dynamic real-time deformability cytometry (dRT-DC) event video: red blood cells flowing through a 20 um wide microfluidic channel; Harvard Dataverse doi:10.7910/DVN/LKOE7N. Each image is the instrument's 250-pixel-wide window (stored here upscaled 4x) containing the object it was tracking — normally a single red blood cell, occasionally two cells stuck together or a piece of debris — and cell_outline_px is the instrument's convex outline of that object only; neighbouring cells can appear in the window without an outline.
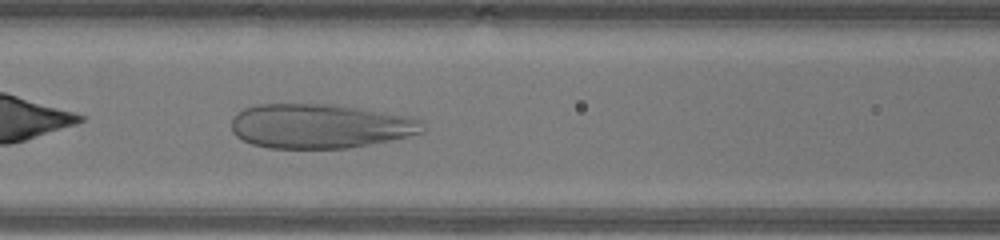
{"species": "human", "species_latin": "Homo sapiens", "temperature_condition": "warm", "stored_images_in_passage": 42, "camera_frame_rate_fps": 3000, "um_per_image_px": 0.085, "donor": {"sex": "male"}, "frame": {"image": 1, "passage_image": 18, "time_ms": 5.667, "image_size_px": [1000, 240], "cell_outline_px": [[424, 132], [408, 136], [348, 148], [268, 148], [252, 144], [236, 136], [232, 132], [232, 116], [236, 112], [244, 108], [256, 104], [332, 104], [360, 108], [412, 116], [420, 120], [424, 128]], "centroid_in_image_um": [27.17, 10.71], "position_along_channel_um": 139.4, "area_um2": 49.65}}
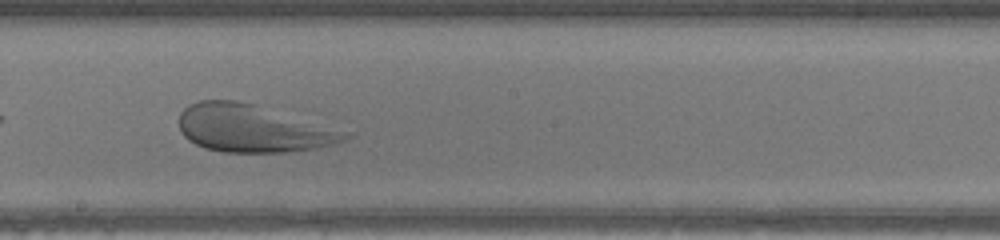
{"frame": {"image": 2, "passage_image": 24, "time_ms": 7.667, "image_size_px": [1000, 240], "cell_outline_px": [[356, 132], [348, 140], [316, 148], [284, 152], [224, 152], [204, 148], [188, 140], [180, 132], [180, 112], [188, 104], [200, 100], [236, 100], [252, 104]], "centroid_in_image_um": [21.55, 10.92], "position_along_channel_um": 226.6, "area_um2": 46.36}}
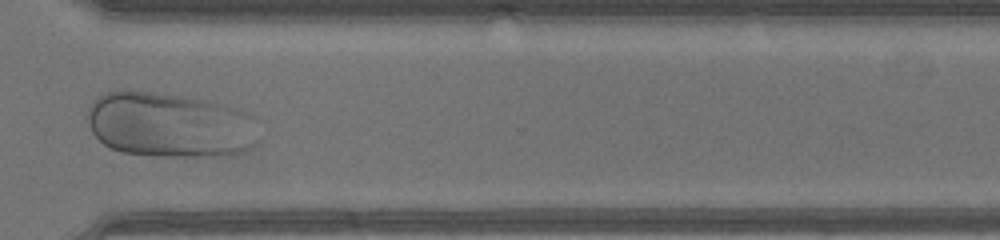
{"frame": {"image": 3, "passage_image": 33, "time_ms": 10.667, "image_size_px": [1000, 240], "cell_outline_px": [[256, 144], [252, 148], [244, 152], [220, 156], [164, 156], [124, 152], [112, 148], [104, 144], [92, 132], [84, 120], [84, 116], [92, 100], [96, 96], [104, 92], [120, 88], [128, 88], [184, 96], [204, 100], [236, 108], [248, 112], [256, 116]], "centroid_in_image_um": [14.37, 10.58], "position_along_channel_um": 356.2, "area_um2": 66.35}}